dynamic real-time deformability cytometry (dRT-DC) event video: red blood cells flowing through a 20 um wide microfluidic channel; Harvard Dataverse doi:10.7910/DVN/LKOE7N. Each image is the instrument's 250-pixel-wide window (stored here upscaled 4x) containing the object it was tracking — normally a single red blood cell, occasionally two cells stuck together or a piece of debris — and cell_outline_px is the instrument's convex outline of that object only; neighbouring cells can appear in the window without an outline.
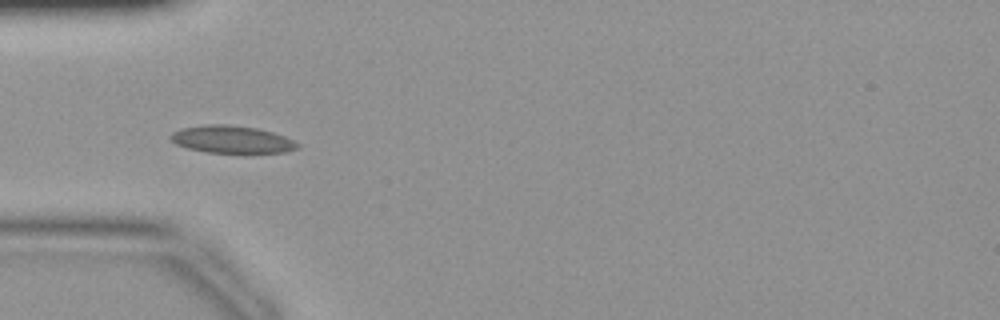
{"species": "common noctule bat (a hibernating species)", "species_latin": "Nyctalus noctula", "temperature_condition": "warm", "stored_images_in_passage": 31, "camera_frame_rate_fps": 3000, "um_per_image_px": 0.085, "animal": {"sex": "female", "body_mass_g": 19.9}, "frame": {"image": 1, "passage_image": 5, "time_ms": 1.333, "image_size_px": [1000, 320], "cell_outline_px": [[300, 148], [284, 152], [208, 152], [188, 148], [176, 144], [168, 136], [172, 132], [180, 128], [204, 124], [228, 124], [256, 128], [272, 132], [284, 136], [300, 144]], "centroid_in_image_um": [19.68, 11.83], "position_along_channel_um": 65.3, "area_um2": 20.17}}
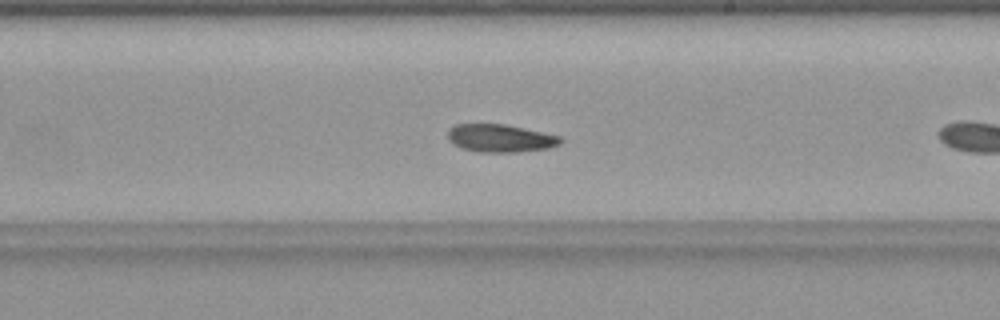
{"frame": {"image": 2, "passage_image": 14, "time_ms": 4.333, "image_size_px": [1000, 320], "cell_outline_px": [[564, 140], [560, 144], [548, 148], [516, 152], [480, 152], [464, 148], [448, 140], [448, 128], [456, 124], [504, 124], [560, 136]], "centroid_in_image_um": [42.53, 11.74], "position_along_channel_um": 246.5, "area_um2": 18.09}}
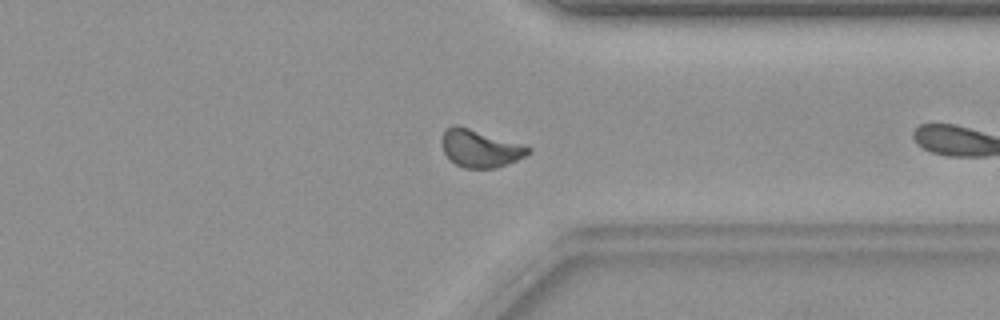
{"frame": {"image": 3, "passage_image": 22, "time_ms": 7.0, "image_size_px": [1000, 320], "cell_outline_px": [[532, 152], [516, 160], [496, 168], [464, 168], [456, 164], [444, 152], [440, 140], [444, 128], [452, 124], [456, 124], [520, 144], [532, 148]], "centroid_in_image_um": [40.76, 12.6], "position_along_channel_um": 370.6, "area_um2": 18.73}}